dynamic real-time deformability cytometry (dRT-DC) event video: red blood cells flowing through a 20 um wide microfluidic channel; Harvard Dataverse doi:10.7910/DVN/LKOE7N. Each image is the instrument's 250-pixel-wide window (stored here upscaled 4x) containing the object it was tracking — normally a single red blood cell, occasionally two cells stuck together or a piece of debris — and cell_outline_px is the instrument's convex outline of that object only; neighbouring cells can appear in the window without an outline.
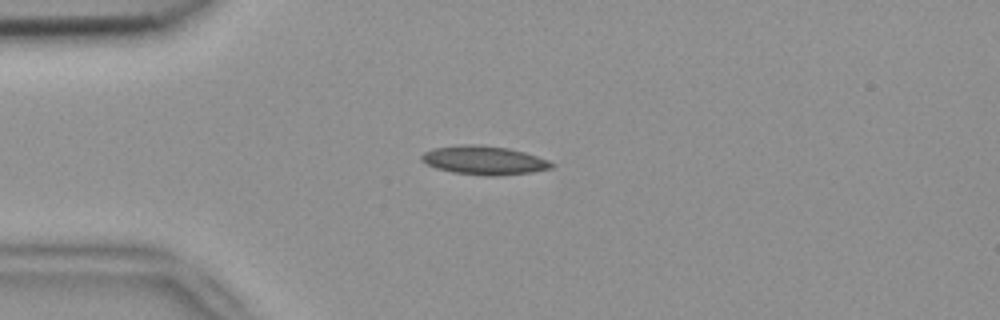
{"species": "common noctule bat (a hibernating species)", "species_latin": "Nyctalus noctula", "temperature_condition": "room temperature", "stored_images_in_passage": 6, "camera_frame_rate_fps": 3000, "um_per_image_px": 0.085, "animal": {"sex": "female", "body_mass_g": 18.4}, "frame": {"image": 1, "passage_image": 4, "time_ms": 1.0, "image_size_px": [1000, 320], "cell_outline_px": [[552, 168], [532, 172], [496, 176], [488, 176], [452, 172], [436, 168], [420, 160], [420, 156], [424, 152], [432, 148], [468, 144], [472, 144], [508, 148], [524, 152], [548, 160], [552, 164]], "centroid_in_image_um": [41.11, 13.63], "position_along_channel_um": 43.9, "area_um2": 21.56}}